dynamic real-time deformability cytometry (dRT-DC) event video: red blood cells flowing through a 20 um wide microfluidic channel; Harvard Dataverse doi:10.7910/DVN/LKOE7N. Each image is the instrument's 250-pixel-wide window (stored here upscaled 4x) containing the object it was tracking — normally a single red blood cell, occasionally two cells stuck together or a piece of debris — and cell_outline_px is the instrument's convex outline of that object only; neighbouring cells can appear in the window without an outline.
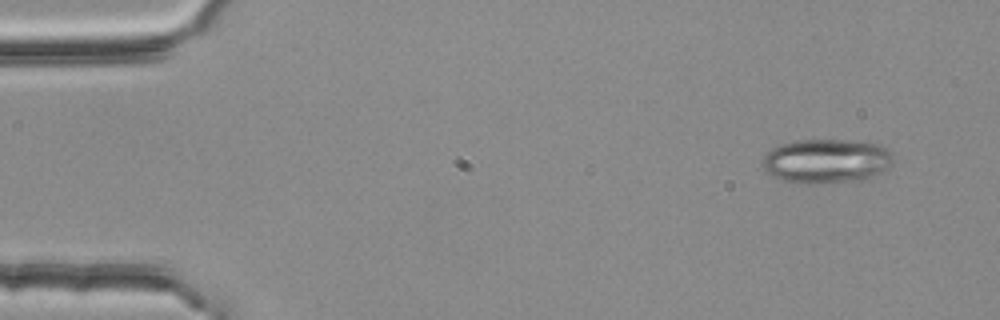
{"species": "common noctule bat (a hibernating species)", "species_latin": "Nyctalus noctula", "temperature_condition": "room temperature", "stored_images_in_passage": 3, "camera_frame_rate_fps": 3000, "um_per_image_px": 0.085, "animal": {"sex": "female", "body_mass_g": 25.1}, "frame": {"image": 1, "passage_image": 1, "time_ms": 0.0, "image_size_px": [1000, 320], "cell_outline_px": [[892, 156], [888, 164], [880, 172], [868, 180], [812, 184], [804, 184], [780, 180], [772, 176], [764, 168], [764, 156], [772, 148], [780, 144], [796, 140], [844, 140], [880, 144]], "centroid_in_image_um": [70.19, 13.7], "position_along_channel_um": 14.8, "area_um2": 33.52}}